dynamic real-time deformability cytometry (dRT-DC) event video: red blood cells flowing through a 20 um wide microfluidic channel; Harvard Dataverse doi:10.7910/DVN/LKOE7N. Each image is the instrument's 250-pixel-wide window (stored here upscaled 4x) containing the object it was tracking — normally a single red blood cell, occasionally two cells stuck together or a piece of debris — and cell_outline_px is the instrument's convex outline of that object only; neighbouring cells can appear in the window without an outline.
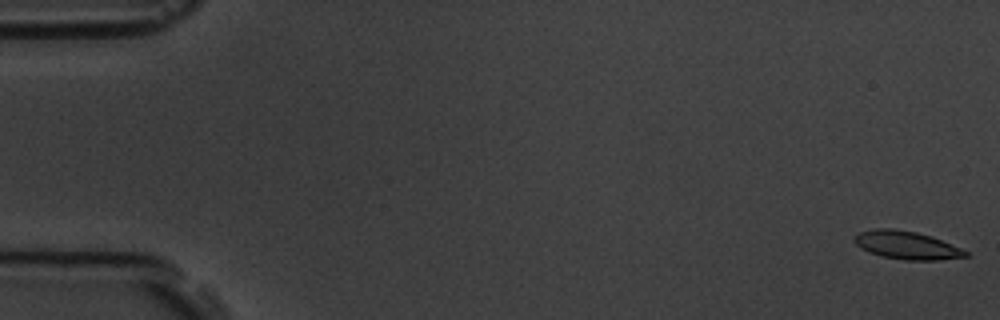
{"species": "common noctule bat (a hibernating species)", "species_latin": "Nyctalus noctula", "temperature_condition": "room temperature", "stored_images_in_passage": 6, "camera_frame_rate_fps": 3000, "um_per_image_px": 0.085, "animal": {"sex": "male", "body_mass_g": 19.5, "forearm_length_mm": 54.6}, "frame": {"image": 1, "passage_image": 1, "time_ms": 0.0, "image_size_px": [1000, 320], "cell_outline_px": [[968, 256], [936, 260], [904, 260], [880, 256], [868, 252], [860, 248], [852, 240], [860, 232], [876, 228], [892, 228], [916, 232], [932, 236], [960, 248], [968, 252]], "centroid_in_image_um": [77.03, 20.84], "position_along_channel_um": 8.0, "area_um2": 18.15}}
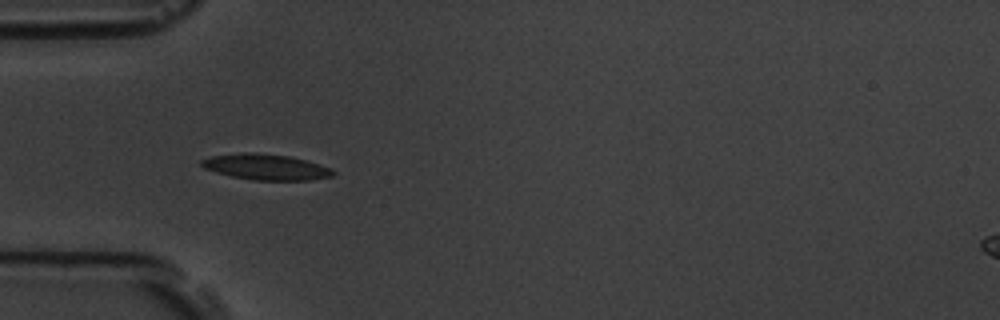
{"frame": {"image": 2, "passage_image": 5, "time_ms": 5.667, "image_size_px": [1000, 320], "cell_outline_px": [[336, 172], [332, 176], [308, 180], [252, 180], [232, 176], [216, 172], [204, 168], [200, 164], [200, 160], [212, 156], [244, 152], [252, 152], [288, 156], [320, 164], [332, 168]], "centroid_in_image_um": [22.6, 14.19], "position_along_channel_um": 62.4, "area_um2": 19.65}}
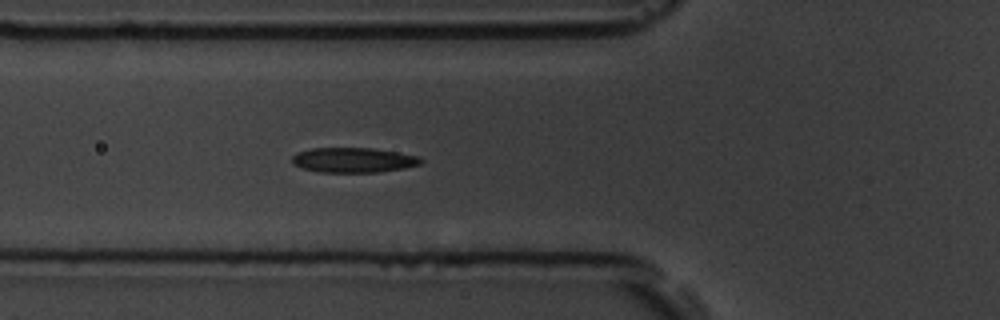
{"frame": {"image": 3, "passage_image": 6, "time_ms": 6.667, "image_size_px": [1000, 320], "cell_outline_px": [[424, 160], [420, 164], [404, 168], [380, 172], [320, 172], [300, 168], [292, 164], [292, 156], [296, 152], [312, 148], [372, 148], [420, 156]], "centroid_in_image_um": [30.02, 13.6], "position_along_channel_um": 95.8, "area_um2": 18.84}}